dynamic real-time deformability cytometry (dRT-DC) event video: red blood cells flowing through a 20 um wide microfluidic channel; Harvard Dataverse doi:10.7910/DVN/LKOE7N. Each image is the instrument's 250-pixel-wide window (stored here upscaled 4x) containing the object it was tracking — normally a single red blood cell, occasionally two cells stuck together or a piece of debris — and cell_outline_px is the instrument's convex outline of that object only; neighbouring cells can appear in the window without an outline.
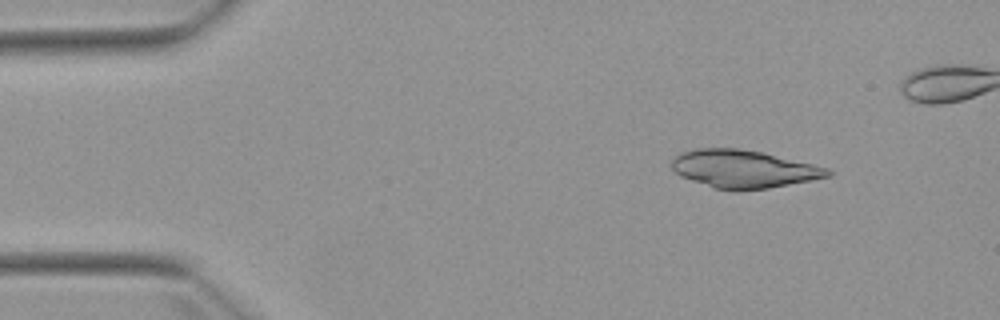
{"species": "Egyptian fruit bat (a non-hibernating species)", "species_latin": "Rousettus aegyptiacus", "temperature_condition": "warm", "stored_images_in_passage": 5, "camera_frame_rate_fps": 3000, "um_per_image_px": 0.085, "animal": {"sex": "female"}, "frame": {"image": 1, "passage_image": 2, "time_ms": 1.333, "image_size_px": [1000, 320], "cell_outline_px": [[832, 176], [812, 180], [768, 188], [736, 192], [716, 188], [680, 176], [672, 168], [672, 160], [680, 152], [696, 148], [740, 148], [764, 152], [828, 168], [832, 172]], "centroid_in_image_um": [63.21, 14.36], "position_along_channel_um": 21.8, "area_um2": 34.56}}